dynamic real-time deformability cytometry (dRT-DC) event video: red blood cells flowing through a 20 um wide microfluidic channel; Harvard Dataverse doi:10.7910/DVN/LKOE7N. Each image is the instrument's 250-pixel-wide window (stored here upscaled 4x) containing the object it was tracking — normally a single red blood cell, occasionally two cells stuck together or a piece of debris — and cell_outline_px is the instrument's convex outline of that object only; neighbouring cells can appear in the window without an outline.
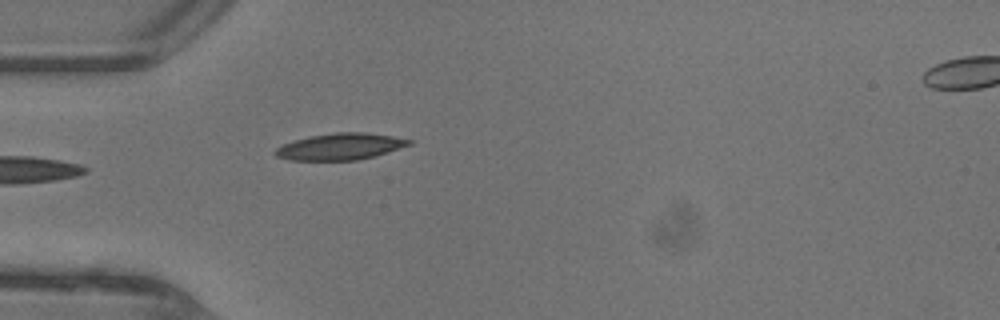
{"species": "common noctule bat (a hibernating species)", "species_latin": "Nyctalus noctula", "temperature_condition": "warm", "stored_images_in_passage": 21, "camera_frame_rate_fps": 3000, "um_per_image_px": 0.085, "animal": {"sex": "female"}, "frame": {"image": 1, "passage_image": 1, "time_ms": 0.0, "image_size_px": [1000, 320], "cell_outline_px": [[400, 144], [380, 152], [364, 156], [340, 160], [316, 160], [296, 144], [304, 140], [324, 136], [376, 136], [396, 140]], "centroid_in_image_um": [29.35, 12.47], "position_along_channel_um": 55.7, "area_um2": 13.01}}